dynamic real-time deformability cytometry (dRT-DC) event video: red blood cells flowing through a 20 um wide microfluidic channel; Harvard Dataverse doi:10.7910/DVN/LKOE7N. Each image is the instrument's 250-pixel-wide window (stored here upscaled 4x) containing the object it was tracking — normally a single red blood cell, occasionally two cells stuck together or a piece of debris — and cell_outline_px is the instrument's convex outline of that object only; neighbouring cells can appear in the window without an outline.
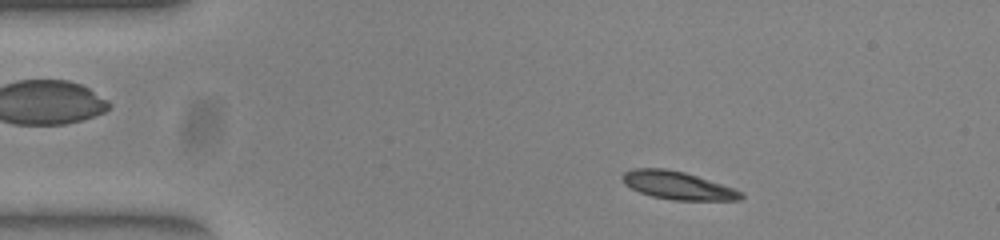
{"species": "common noctule bat (a hibernating species)", "species_latin": "Nyctalus noctula", "temperature_condition": "warm", "stored_images_in_passage": 49, "camera_frame_rate_fps": 3000, "um_per_image_px": 0.085, "animal": {"sex": "female", "body_mass_g": 23.0, "forearm_length_mm": 53.4}, "frame": {"image": 1, "passage_image": 5, "time_ms": 1.333, "image_size_px": [1000, 240], "cell_outline_px": [[744, 196], [740, 200], [672, 200], [652, 196], [640, 192], [624, 184], [620, 176], [624, 172], [632, 168], [664, 168], [684, 172], [732, 188], [740, 192]], "centroid_in_image_um": [57.53, 15.76], "position_along_channel_um": 27.5, "area_um2": 19.07}}
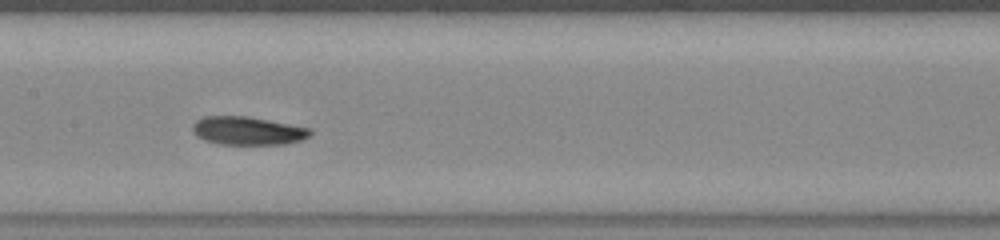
{"frame": {"image": 2, "passage_image": 22, "time_ms": 7.0, "image_size_px": [1000, 240], "cell_outline_px": [[312, 132], [308, 136], [300, 140], [284, 144], [220, 144], [204, 140], [196, 136], [192, 132], [192, 124], [196, 120], [204, 116], [248, 116], [312, 128]], "centroid_in_image_um": [21.02, 11.1], "position_along_channel_um": 186.4, "area_um2": 19.48}}
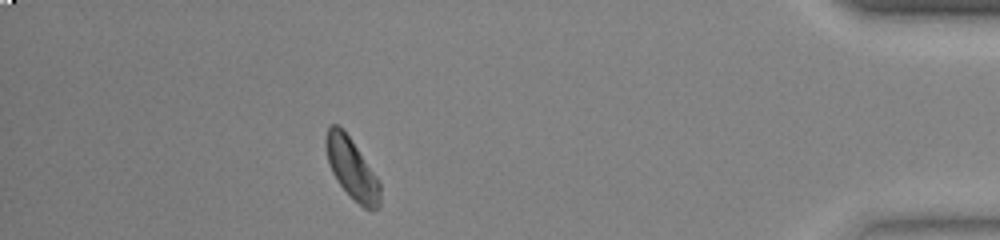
{"frame": {"image": 3, "passage_image": 43, "time_ms": 14.0, "image_size_px": [1000, 240], "cell_outline_px": [[380, 208], [364, 208], [336, 180], [328, 164], [324, 144], [324, 140], [328, 124], [336, 124], [348, 136], [380, 180]], "centroid_in_image_um": [29.88, 14.3], "position_along_channel_um": 405.3, "area_um2": 18.9}, "authors_computed_cell_mechanics": {"area_um2": 19.074, "velocity_mm_per_s": 3.8779, "shape_relaxation_time_tau1_ms": 5.933, "shape_relaxation_time_tau2_ms": null, "deformation_change_tau1": 0.1327, "deformation_change_tau2": null}}